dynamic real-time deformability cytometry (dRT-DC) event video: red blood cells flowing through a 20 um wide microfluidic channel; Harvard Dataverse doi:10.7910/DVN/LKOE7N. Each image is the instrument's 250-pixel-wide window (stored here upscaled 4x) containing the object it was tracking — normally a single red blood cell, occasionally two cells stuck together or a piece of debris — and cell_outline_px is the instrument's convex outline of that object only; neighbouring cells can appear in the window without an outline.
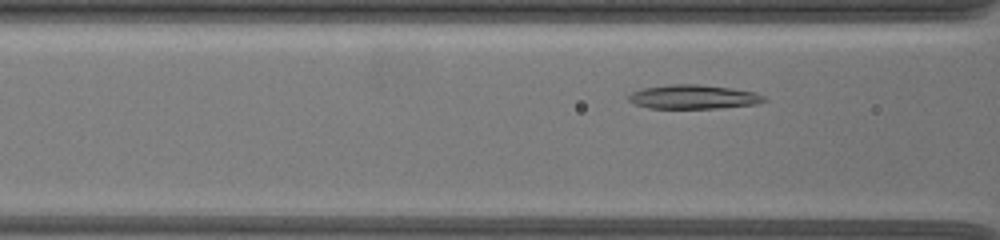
{"species": "common noctule bat (a hibernating species)", "species_latin": "Nyctalus noctula", "temperature_condition": "warm", "stored_images_in_passage": 36, "camera_frame_rate_fps": 3000, "um_per_image_px": 0.085, "animal": {"sex": "female", "body_mass_g": 19.5, "forearm_length_mm": 54.1}, "frame": {"image": 1, "passage_image": 5, "time_ms": 1.333, "image_size_px": [1000, 240], "cell_outline_px": [[768, 100], [756, 104], [720, 108], [648, 108], [636, 104], [628, 100], [628, 96], [632, 92], [644, 88], [668, 84], [700, 84], [732, 88], [756, 92], [764, 96]], "centroid_in_image_um": [58.97, 8.23], "position_along_channel_um": 107.6, "area_um2": 19.07}}
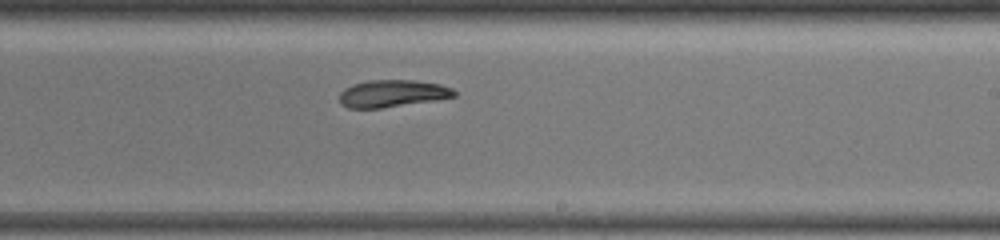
{"frame": {"image": 2, "passage_image": 18, "time_ms": 5.667, "image_size_px": [1000, 240], "cell_outline_px": [[456, 96], [436, 100], [380, 108], [348, 108], [340, 104], [340, 92], [344, 88], [352, 84], [368, 80], [416, 80], [440, 84], [452, 88], [456, 92]], "centroid_in_image_um": [33.34, 7.94], "position_along_channel_um": 255.7, "area_um2": 18.26}}
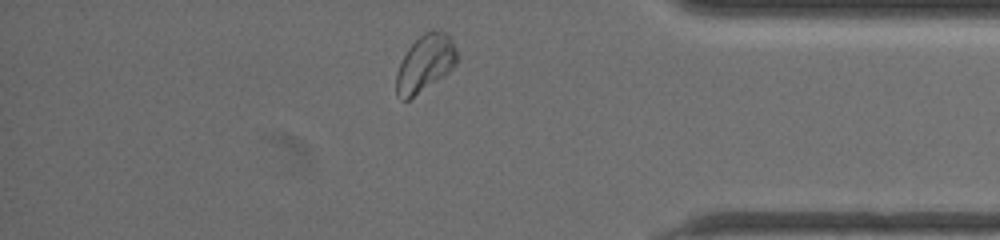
{"frame": {"image": 3, "passage_image": 32, "time_ms": 10.333, "image_size_px": [1000, 240], "cell_outline_px": [[460, 60], [448, 72], [408, 100], [400, 100], [396, 96], [396, 72], [408, 48], [424, 32], [432, 28], [436, 28], [448, 32], [456, 48]], "centroid_in_image_um": [36.16, 5.34], "position_along_channel_um": 399.0, "area_um2": 20.35}, "authors_computed_cell_mechanics": {"area_um2": 18.785, "velocity_mm_per_s": 3.4171, "shape_relaxation_time_tau1_ms": 4.8608, "shape_relaxation_time_tau2_ms": 9.3333, "deformation_change_tau1": 0.1268, "deformation_change_tau2": 0.1152}}